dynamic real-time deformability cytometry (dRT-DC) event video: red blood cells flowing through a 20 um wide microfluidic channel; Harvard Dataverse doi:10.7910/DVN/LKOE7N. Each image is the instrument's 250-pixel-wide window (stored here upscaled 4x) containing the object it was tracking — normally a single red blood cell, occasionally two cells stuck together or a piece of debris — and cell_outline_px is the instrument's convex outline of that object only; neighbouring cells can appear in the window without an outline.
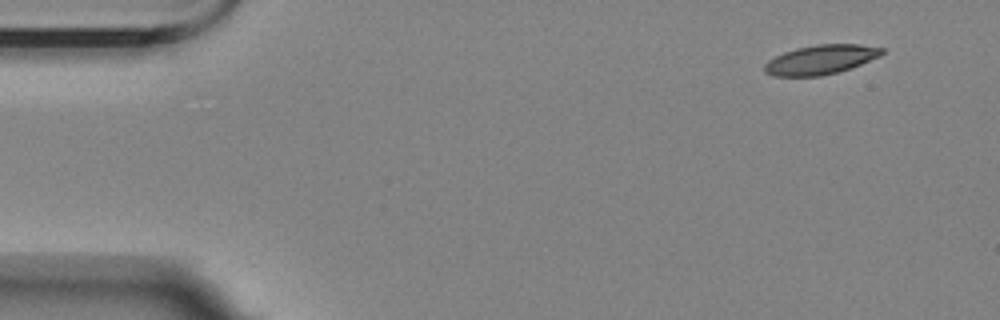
{"species": "Egyptian fruit bat (a non-hibernating species)", "species_latin": "Rousettus aegyptiacus", "temperature_condition": "room temperature", "stored_images_in_passage": 4, "segment_of_instrument_passage": [2, 2], "camera_frame_rate_fps": 3000, "um_per_image_px": 0.085, "animal": {"sex": "female"}, "frame": {"image": 1, "passage_image": 4, "time_ms": 4.333, "image_size_px": [1000, 320], "cell_outline_px": [[884, 52], [880, 56], [852, 68], [820, 76], [772, 76], [764, 72], [764, 64], [768, 60], [784, 52], [796, 48], [816, 44], [860, 44], [884, 48]], "centroid_in_image_um": [69.76, 5.07], "position_along_channel_um": 15.2, "area_um2": 20.17}}